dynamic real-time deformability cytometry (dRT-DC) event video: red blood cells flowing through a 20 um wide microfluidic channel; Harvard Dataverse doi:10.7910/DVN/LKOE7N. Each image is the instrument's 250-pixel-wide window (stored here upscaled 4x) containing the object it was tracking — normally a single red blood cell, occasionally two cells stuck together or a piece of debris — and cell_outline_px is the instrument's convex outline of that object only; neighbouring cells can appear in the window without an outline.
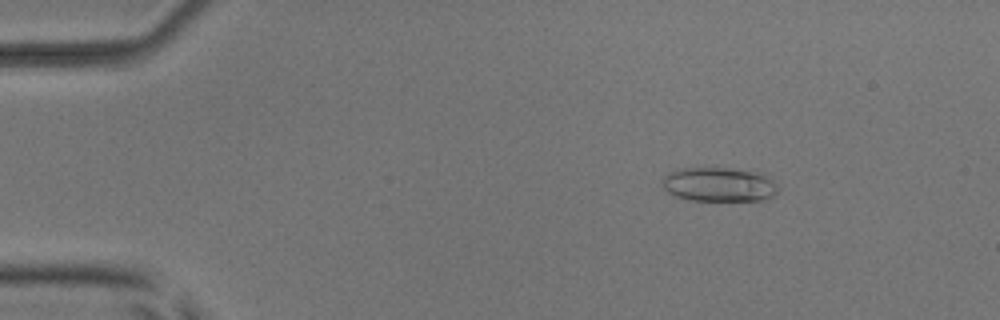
{"species": "common noctule bat (a hibernating species)", "species_latin": "Nyctalus noctula", "temperature_condition": "room temperature", "stored_images_in_passage": 5, "camera_frame_rate_fps": 3000, "um_per_image_px": 0.085, "animal": {"sex": "male", "body_mass_g": 17.9, "forearm_length_mm": 54.2}, "frame": {"image": 1, "passage_image": 3, "time_ms": 0.667, "image_size_px": [1000, 320], "cell_outline_px": [[776, 192], [772, 196], [764, 200], [692, 200], [676, 196], [668, 192], [664, 188], [664, 176], [668, 172], [680, 168], [724, 168], [760, 172], [772, 180], [776, 184]], "centroid_in_image_um": [61.11, 15.67], "position_along_channel_um": 23.9, "area_um2": 22.77}}